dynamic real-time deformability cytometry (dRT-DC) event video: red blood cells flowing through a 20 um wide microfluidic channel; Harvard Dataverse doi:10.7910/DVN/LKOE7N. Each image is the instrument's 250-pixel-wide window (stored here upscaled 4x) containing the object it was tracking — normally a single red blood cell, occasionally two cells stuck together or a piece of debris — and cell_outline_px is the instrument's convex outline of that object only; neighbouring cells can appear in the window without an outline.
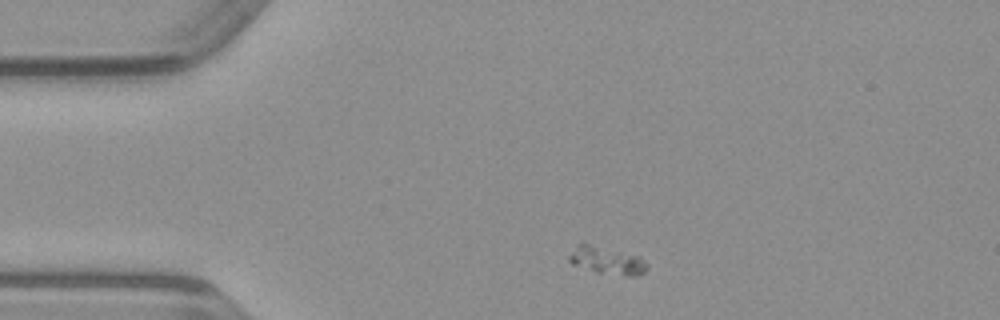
{"species": "common noctule bat (a hibernating species)", "species_latin": "Nyctalus noctula", "temperature_condition": "warm", "stored_images_in_passage": 41, "camera_frame_rate_fps": 3000, "um_per_image_px": 0.085, "animal": {"sex": "male", "body_mass_g": 23.1, "forearm_length_mm": 52.7}, "frame": {"image": 1, "passage_image": 1, "time_ms": 0.0, "image_size_px": [1000, 320], "cell_outline_px": [[648, 268], [644, 272], [636, 276], [624, 276], [596, 272], [572, 264], [568, 260], [568, 256], [584, 240], [640, 256], [648, 264]], "centroid_in_image_um": [51.61, 22.11], "position_along_channel_um": 33.4, "area_um2": 13.01}}
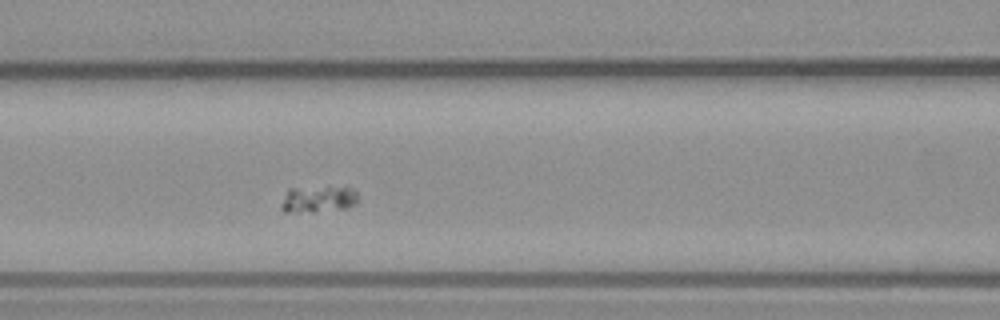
{"frame": {"image": 2, "passage_image": 12, "time_ms": 3.667, "image_size_px": [1000, 320], "cell_outline_px": [[356, 204], [344, 208], [312, 212], [284, 212], [280, 208], [280, 204], [288, 188], [352, 188], [356, 192]], "centroid_in_image_um": [26.97, 16.95], "position_along_channel_um": 139.6, "area_um2": 11.62}}
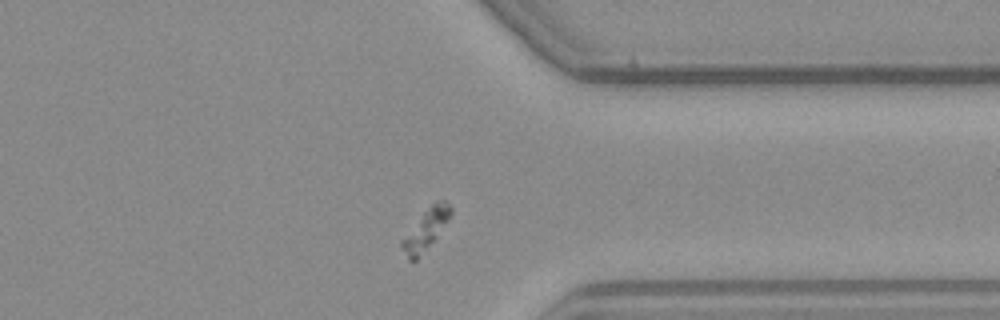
{"frame": {"image": 3, "passage_image": 30, "time_ms": 9.667, "image_size_px": [1000, 320], "cell_outline_px": [[452, 212], [436, 236], [416, 260], [408, 260], [400, 244], [400, 240], [424, 212], [432, 204], [444, 200], [452, 208]], "centroid_in_image_um": [36.14, 19.53], "position_along_channel_um": 375.3, "area_um2": 10.81}}